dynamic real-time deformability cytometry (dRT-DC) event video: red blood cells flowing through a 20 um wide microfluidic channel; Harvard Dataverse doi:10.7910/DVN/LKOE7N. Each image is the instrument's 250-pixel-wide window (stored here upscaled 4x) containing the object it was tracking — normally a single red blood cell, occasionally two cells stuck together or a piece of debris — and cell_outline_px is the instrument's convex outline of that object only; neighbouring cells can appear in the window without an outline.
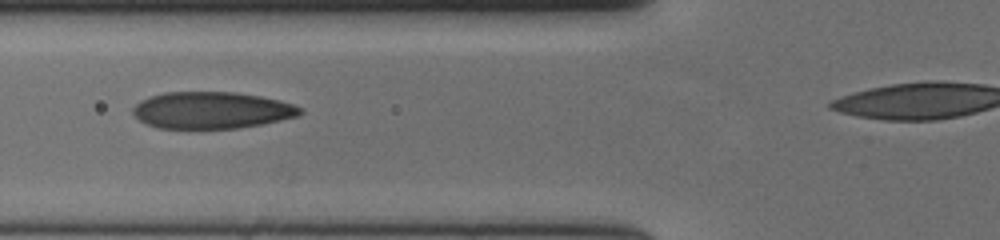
{"species": "human", "species_latin": "Homo sapiens", "temperature_condition": "cold", "stored_images_in_passage": 39, "camera_frame_rate_fps": 3000, "um_per_image_px": 0.085, "donor": {"sex": "female"}, "frame": {"image": 1, "passage_image": 12, "time_ms": 3.667, "image_size_px": [1000, 240], "cell_outline_px": [[304, 112], [296, 116], [280, 120], [240, 128], [156, 128], [140, 120], [132, 112], [132, 108], [140, 100], [164, 92], [236, 92], [260, 96], [280, 100], [304, 108]], "centroid_in_image_um": [18.0, 9.36], "position_along_channel_um": 107.8, "area_um2": 35.78}}
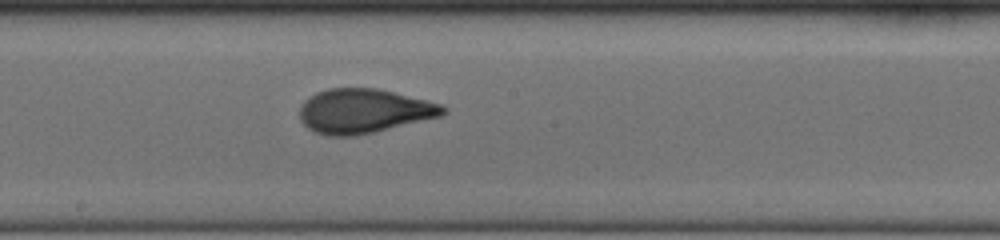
{"frame": {"image": 2, "passage_image": 21, "time_ms": 6.667, "image_size_px": [1000, 240], "cell_outline_px": [[448, 112], [440, 116], [372, 132], [352, 136], [328, 136], [316, 132], [308, 128], [300, 120], [300, 108], [304, 100], [308, 96], [316, 92], [328, 88], [376, 88], [444, 104], [448, 108]], "centroid_in_image_um": [30.92, 9.42], "position_along_channel_um": 217.3, "area_um2": 36.93}}
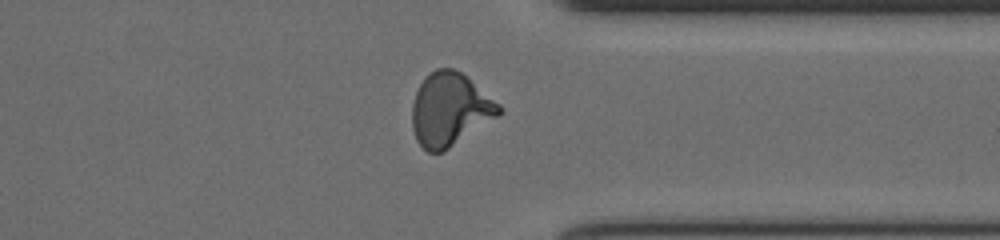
{"frame": {"image": 3, "passage_image": 34, "time_ms": 11.0, "image_size_px": [1000, 240], "cell_outline_px": [[504, 108], [500, 116], [444, 152], [428, 152], [416, 140], [412, 128], [412, 104], [416, 92], [420, 84], [428, 72], [436, 68], [452, 68], [460, 72], [500, 104]], "centroid_in_image_um": [38.25, 9.33], "position_along_channel_um": 373.2, "area_um2": 37.22}}